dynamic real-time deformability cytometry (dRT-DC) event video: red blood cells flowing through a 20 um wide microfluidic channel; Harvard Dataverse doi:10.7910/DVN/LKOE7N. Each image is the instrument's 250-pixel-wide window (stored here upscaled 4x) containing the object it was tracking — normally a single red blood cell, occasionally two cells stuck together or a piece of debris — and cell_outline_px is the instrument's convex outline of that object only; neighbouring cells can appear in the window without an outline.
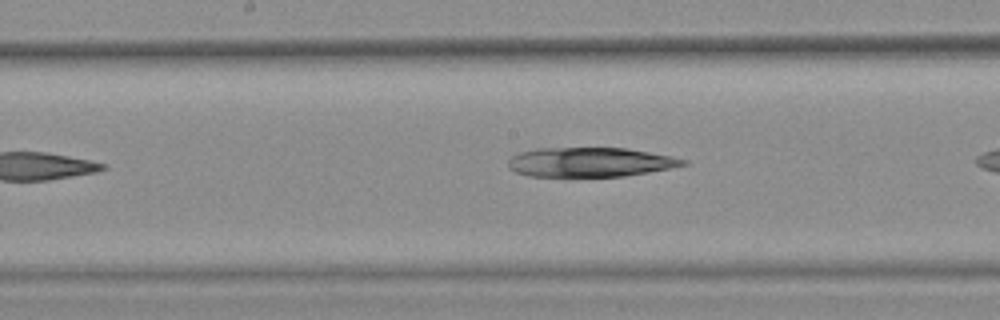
{"species": "common noctule bat (a hibernating species)", "species_latin": "Nyctalus noctula", "temperature_condition": "warm", "stored_images_in_passage": 7, "camera_frame_rate_fps": 3000, "um_per_image_px": 0.085, "animal": {"sex": "female", "body_mass_g": 25.1}, "frame": {"image": 1, "passage_image": 6, "time_ms": 1.667, "image_size_px": [1000, 320], "cell_outline_px": [[688, 164], [648, 172], [624, 176], [528, 176], [516, 172], [508, 168], [508, 160], [512, 156], [520, 152], [540, 148], [628, 148], [688, 160]], "centroid_in_image_um": [50.12, 13.78], "position_along_channel_um": 198.1, "area_um2": 29.71}}